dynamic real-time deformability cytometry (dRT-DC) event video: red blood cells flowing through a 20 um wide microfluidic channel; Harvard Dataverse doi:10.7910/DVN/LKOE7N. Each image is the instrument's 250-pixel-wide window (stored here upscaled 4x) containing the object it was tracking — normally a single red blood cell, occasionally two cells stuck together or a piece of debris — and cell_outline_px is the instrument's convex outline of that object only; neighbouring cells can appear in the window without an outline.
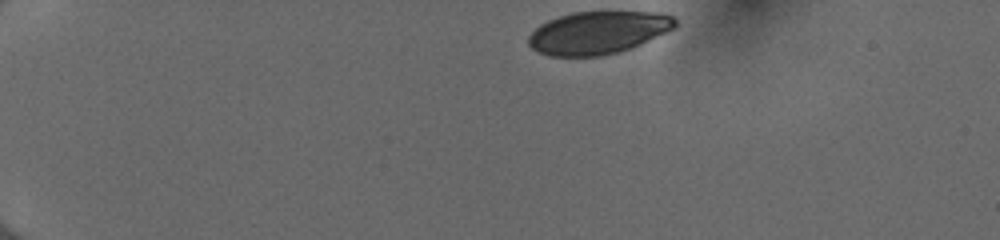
{"species": "human", "species_latin": "Homo sapiens", "temperature_condition": "cold", "stored_images_in_passage": 43, "camera_frame_rate_fps": 3000, "um_per_image_px": 0.085, "donor": {"sex": "female"}, "frame": {"image": 1, "passage_image": 1, "time_ms": 0.0, "image_size_px": [1000, 240], "cell_outline_px": [[676, 28], [632, 48], [620, 52], [600, 56], [548, 56], [536, 52], [528, 44], [528, 36], [540, 24], [548, 20], [572, 12], [660, 12], [672, 16], [676, 20]], "centroid_in_image_um": [50.83, 2.78], "position_along_channel_um": 34.2, "area_um2": 36.7}}
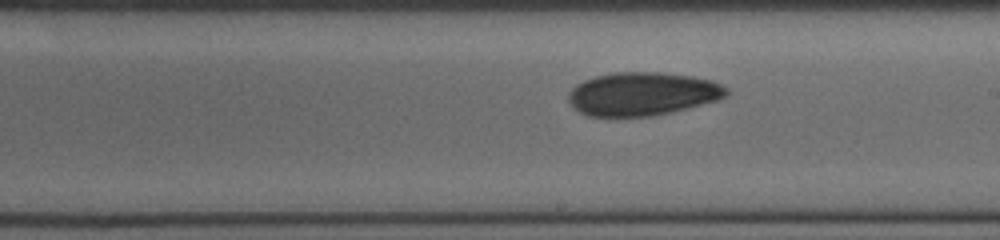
{"frame": {"image": 2, "passage_image": 23, "time_ms": 7.333, "image_size_px": [1000, 240], "cell_outline_px": [[728, 96], [720, 100], [652, 116], [588, 116], [580, 112], [568, 100], [568, 92], [576, 84], [584, 80], [596, 76], [616, 72], [660, 72], [692, 76], [712, 80], [728, 88]], "centroid_in_image_um": [54.63, 7.97], "position_along_channel_um": 234.4, "area_um2": 39.88}}
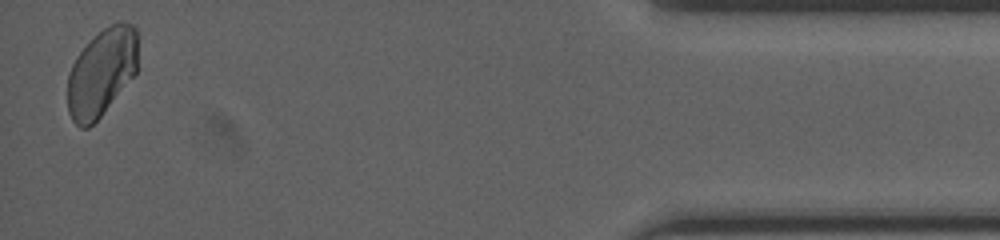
{"frame": {"image": 3, "passage_image": 42, "time_ms": 13.667, "image_size_px": [1000, 240], "cell_outline_px": [[136, 72], [100, 116], [88, 128], [80, 128], [72, 120], [68, 112], [68, 72], [76, 56], [104, 28], [120, 20], [132, 24], [136, 28]], "centroid_in_image_um": [8.61, 6.16], "position_along_channel_um": 426.6, "area_um2": 35.32}, "authors_computed_cell_mechanics": {"area_um2": 39.2462, "velocity_mm_per_s": 3.9902, "shape_relaxation_time_tau1_ms": 3.5487, "shape_relaxation_time_tau2_ms": null, "deformation_change_tau1": 0.0804, "deformation_change_tau2": null}}